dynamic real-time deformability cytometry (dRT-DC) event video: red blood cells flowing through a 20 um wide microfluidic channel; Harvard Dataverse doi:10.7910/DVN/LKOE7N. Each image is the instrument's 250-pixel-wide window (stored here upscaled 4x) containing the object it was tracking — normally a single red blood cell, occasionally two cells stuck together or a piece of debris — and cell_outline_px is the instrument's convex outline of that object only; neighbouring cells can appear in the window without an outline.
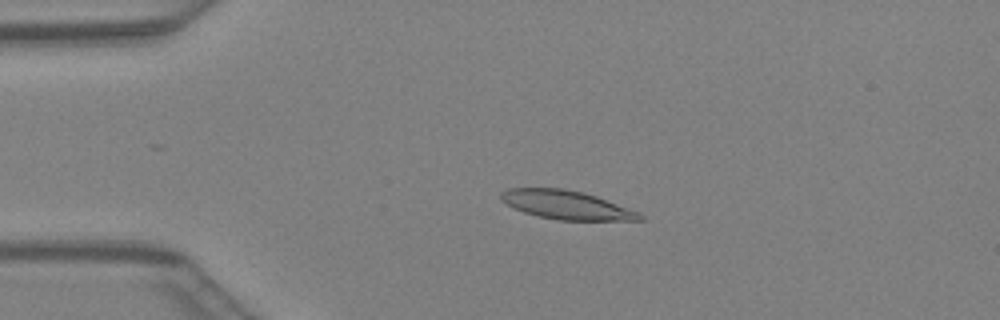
{"species": "Egyptian fruit bat (a non-hibernating species)", "species_latin": "Rousettus aegyptiacus", "temperature_condition": "warm", "stored_images_in_passage": 27, "camera_frame_rate_fps": 3000, "um_per_image_px": 0.085, "animal": {"sex": "female"}, "frame": {"image": 1, "passage_image": 1, "time_ms": 0.0, "image_size_px": [1000, 320], "cell_outline_px": [[644, 220], [560, 220], [536, 216], [524, 212], [500, 200], [500, 192], [508, 188], [564, 188], [584, 192], [596, 196], [640, 212], [644, 216]], "centroid_in_image_um": [48.16, 17.41], "position_along_channel_um": 36.8, "area_um2": 23.24}}
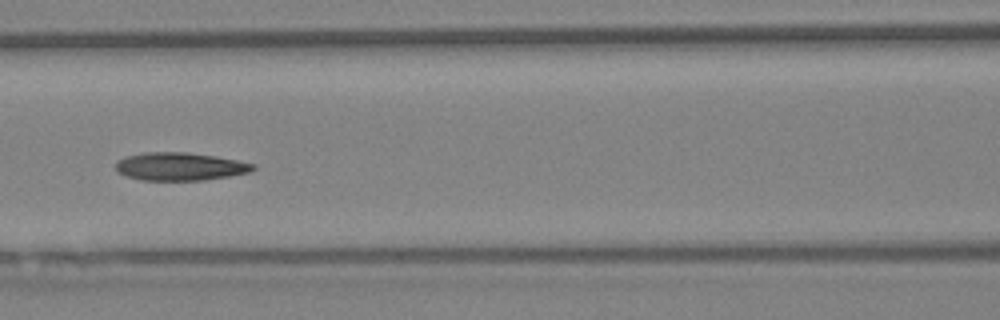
{"frame": {"image": 2, "passage_image": 11, "time_ms": 3.333, "image_size_px": [1000, 320], "cell_outline_px": [[256, 168], [248, 172], [228, 176], [204, 180], [140, 180], [124, 176], [116, 172], [116, 160], [124, 156], [144, 152], [188, 152], [216, 156], [256, 164]], "centroid_in_image_um": [15.24, 14.14], "position_along_channel_um": 151.4, "area_um2": 22.6}}
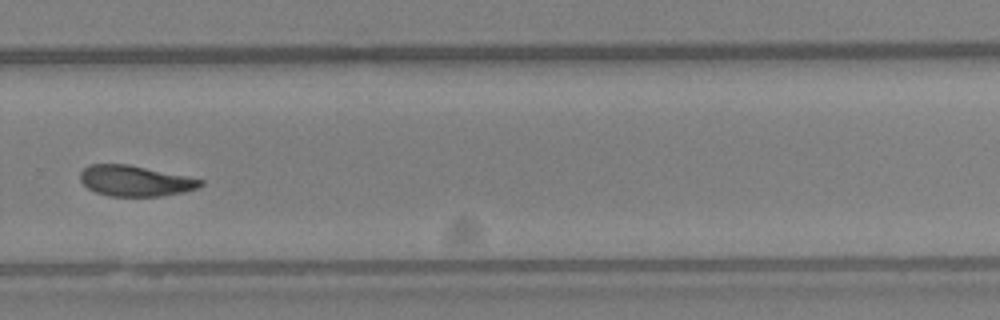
{"frame": {"image": 3, "passage_image": 22, "time_ms": 7.0, "image_size_px": [1000, 320], "cell_outline_px": [[204, 184], [196, 188], [184, 192], [164, 196], [108, 196], [96, 192], [88, 188], [80, 180], [80, 172], [88, 164], [128, 164], [204, 180]], "centroid_in_image_um": [11.47, 15.37], "position_along_channel_um": 318.3, "area_um2": 21.44}}